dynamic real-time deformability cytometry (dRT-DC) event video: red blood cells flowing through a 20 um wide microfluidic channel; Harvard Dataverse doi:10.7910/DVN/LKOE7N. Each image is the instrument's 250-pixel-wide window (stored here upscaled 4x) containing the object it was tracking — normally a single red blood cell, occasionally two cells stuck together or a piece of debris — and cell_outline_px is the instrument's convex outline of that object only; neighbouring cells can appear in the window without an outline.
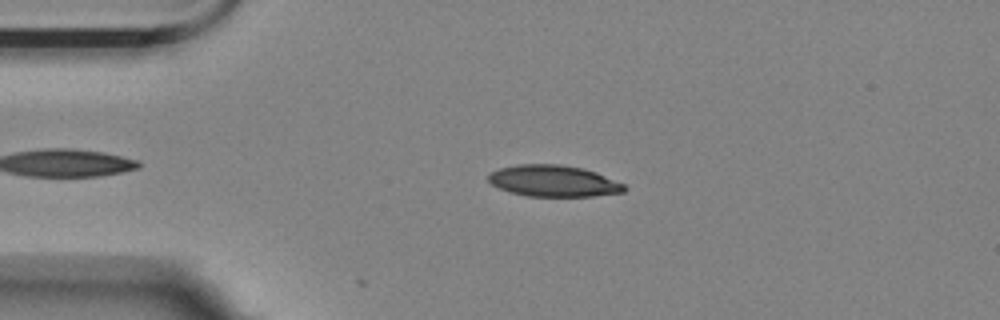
{"species": "Egyptian fruit bat (a non-hibernating species)", "species_latin": "Rousettus aegyptiacus", "temperature_condition": "room temperature", "stored_images_in_passage": 5, "camera_frame_rate_fps": 3000, "um_per_image_px": 0.085, "animal": {"sex": "female"}, "frame": {"image": 1, "passage_image": 4, "time_ms": 1.0, "image_size_px": [1000, 320], "cell_outline_px": [[628, 188], [624, 192], [592, 196], [528, 196], [508, 192], [492, 184], [488, 180], [488, 176], [492, 172], [500, 168], [516, 164], [560, 164], [580, 168], [596, 172], [624, 184]], "centroid_in_image_um": [47.05, 15.38], "position_along_channel_um": 38.0, "area_um2": 24.8}}